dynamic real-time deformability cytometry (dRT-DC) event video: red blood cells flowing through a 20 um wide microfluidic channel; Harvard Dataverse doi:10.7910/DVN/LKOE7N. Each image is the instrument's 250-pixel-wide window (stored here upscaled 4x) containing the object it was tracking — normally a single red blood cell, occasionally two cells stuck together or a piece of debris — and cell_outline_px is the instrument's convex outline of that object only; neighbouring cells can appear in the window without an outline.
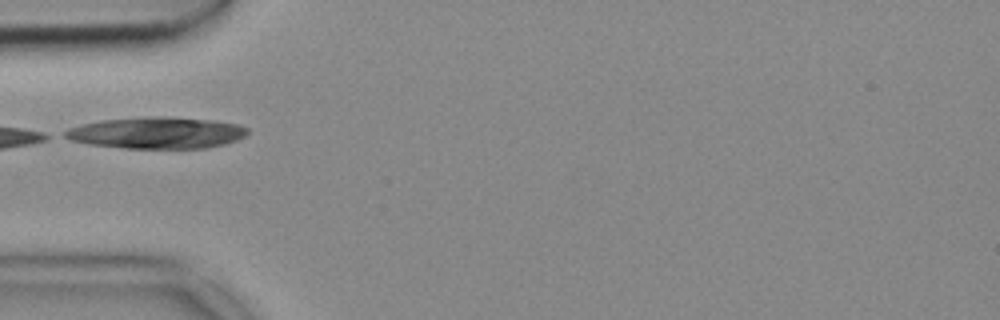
{"species": "common noctule bat (a hibernating species)", "species_latin": "Nyctalus noctula", "temperature_condition": "cold", "stored_images_in_passage": 24, "camera_frame_rate_fps": 3000, "um_per_image_px": 0.085, "animal": {"sex": "female", "body_mass_g": 18.4}, "frame": {"image": 1, "passage_image": 1, "time_ms": 0.0, "image_size_px": [1000, 320], "cell_outline_px": [[248, 132], [244, 136], [236, 140], [224, 144], [204, 148], [124, 148], [88, 144], [72, 140], [64, 136], [60, 132], [68, 128], [100, 120], [144, 116], [168, 116], [212, 120], [240, 124], [248, 128]], "centroid_in_image_um": [13.3, 11.28], "position_along_channel_um": 71.7, "area_um2": 33.76}}